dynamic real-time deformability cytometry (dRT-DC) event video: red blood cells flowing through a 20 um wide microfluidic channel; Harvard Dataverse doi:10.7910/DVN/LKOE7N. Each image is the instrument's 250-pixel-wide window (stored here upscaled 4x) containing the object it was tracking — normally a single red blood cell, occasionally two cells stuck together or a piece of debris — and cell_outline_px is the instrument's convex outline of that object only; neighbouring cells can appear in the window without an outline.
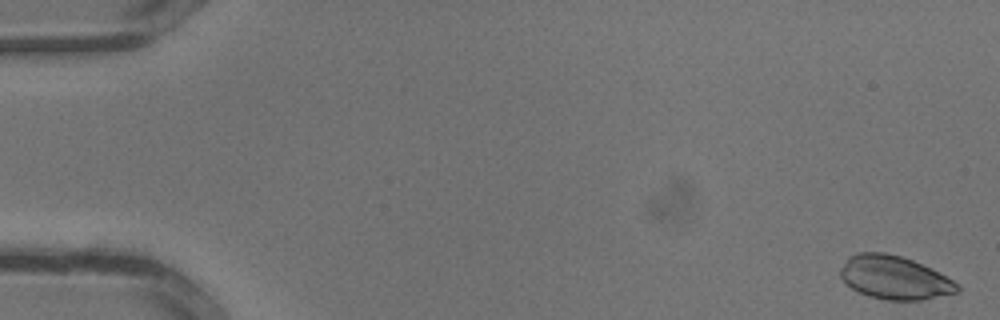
{"species": "common noctule bat (a hibernating species)", "species_latin": "Nyctalus noctula", "temperature_condition": "warm", "stored_images_in_passage": 35, "camera_frame_rate_fps": 3000, "um_per_image_px": 0.085, "animal": {"sex": "male", "body_mass_g": 13.3}, "frame": {"image": 1, "passage_image": 1, "time_ms": 0.0, "image_size_px": [1000, 320], "cell_outline_px": [[960, 292], [920, 300], [888, 300], [868, 296], [852, 288], [840, 276], [840, 268], [848, 256], [856, 252], [884, 252], [900, 256], [912, 260], [960, 284]], "centroid_in_image_um": [76.01, 23.59], "position_along_channel_um": 9.0, "area_um2": 29.3}}
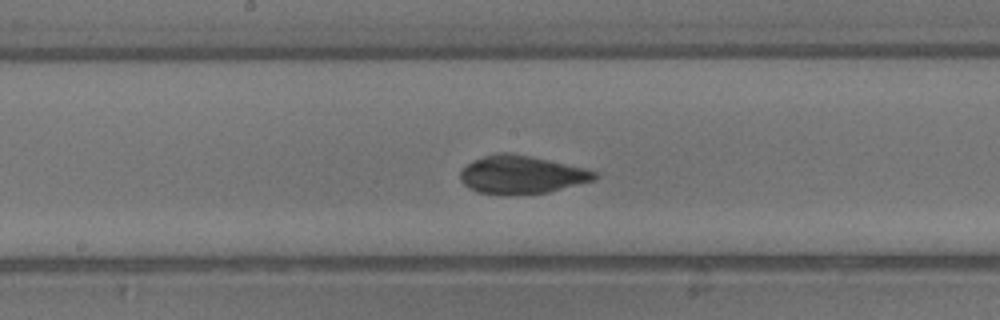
{"frame": {"image": 2, "passage_image": 18, "time_ms": 5.667, "image_size_px": [1000, 320], "cell_outline_px": [[600, 176], [596, 180], [548, 192], [476, 192], [468, 188], [460, 180], [460, 172], [468, 164], [484, 156], [496, 152], [508, 152], [528, 156], [584, 168], [600, 172]], "centroid_in_image_um": [44.38, 14.82], "position_along_channel_um": 203.8, "area_um2": 28.96}}
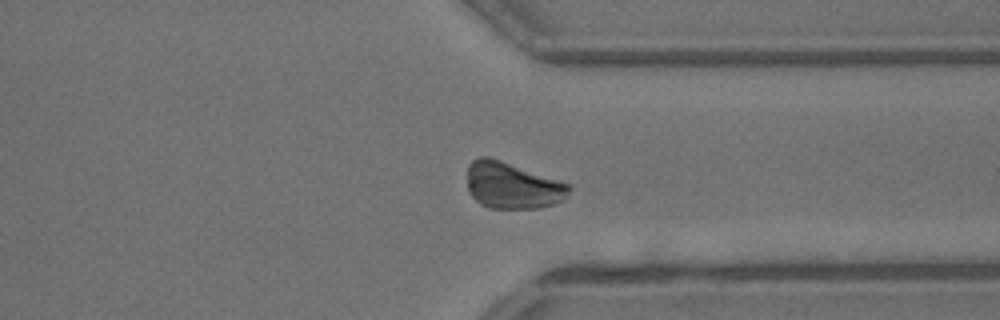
{"frame": {"image": 3, "passage_image": 26, "time_ms": 8.333, "image_size_px": [1000, 320], "cell_outline_px": [[572, 188], [564, 200], [540, 208], [488, 208], [480, 204], [468, 192], [468, 164], [472, 160], [480, 156], [488, 156], [572, 184]], "centroid_in_image_um": [43.56, 15.77], "position_along_channel_um": 367.8, "area_um2": 27.8}}